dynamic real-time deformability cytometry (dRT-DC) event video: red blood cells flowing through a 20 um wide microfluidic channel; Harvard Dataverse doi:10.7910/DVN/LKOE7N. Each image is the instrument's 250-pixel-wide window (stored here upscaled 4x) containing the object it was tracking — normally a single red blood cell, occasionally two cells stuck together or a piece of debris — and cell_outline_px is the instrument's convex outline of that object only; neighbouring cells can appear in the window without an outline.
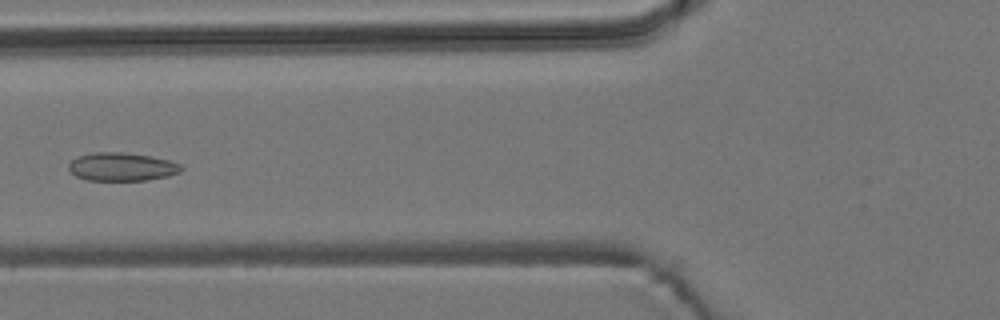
{"species": "common noctule bat (a hibernating species)", "species_latin": "Nyctalus noctula", "temperature_condition": "room temperature", "stored_images_in_passage": 7, "camera_frame_rate_fps": 3000, "um_per_image_px": 0.085, "animal": {"sex": "male", "body_mass_g": 19.2, "forearm_length_mm": 51.8}, "frame": {"image": 1, "passage_image": 6, "time_ms": 1.667, "image_size_px": [1000, 320], "cell_outline_px": [[184, 168], [180, 172], [168, 176], [148, 180], [88, 180], [76, 176], [68, 168], [68, 164], [76, 156], [96, 152], [124, 152], [148, 156], [168, 160], [180, 164]], "centroid_in_image_um": [10.35, 14.17], "position_along_channel_um": 115.5, "area_um2": 18.5}}
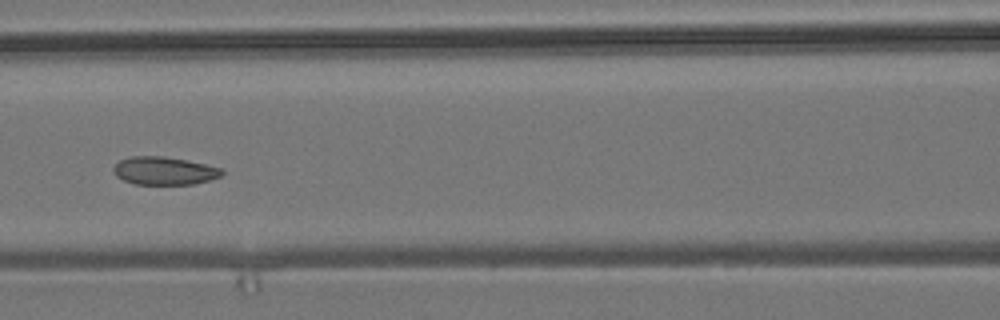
{"frame": {"image": 2, "passage_image": 7, "time_ms": 2.0, "image_size_px": [1000, 320], "cell_outline_px": [[224, 172], [220, 176], [196, 184], [136, 184], [124, 180], [116, 176], [112, 168], [120, 160], [132, 156], [164, 156], [204, 164], [220, 168]], "centroid_in_image_um": [13.93, 14.52], "position_along_channel_um": 152.7, "area_um2": 17.46}}